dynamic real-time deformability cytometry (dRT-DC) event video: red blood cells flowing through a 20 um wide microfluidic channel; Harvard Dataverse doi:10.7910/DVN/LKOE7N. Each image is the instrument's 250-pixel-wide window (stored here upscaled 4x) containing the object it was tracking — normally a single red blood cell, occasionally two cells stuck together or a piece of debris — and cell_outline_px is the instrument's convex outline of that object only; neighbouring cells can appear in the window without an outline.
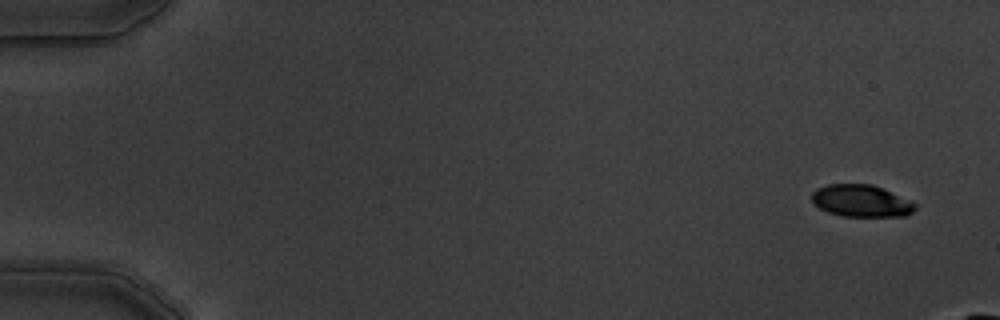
{"species": "common noctule bat (a hibernating species)", "species_latin": "Nyctalus noctula", "temperature_condition": "warm", "stored_images_in_passage": 5, "camera_frame_rate_fps": 3000, "um_per_image_px": 0.085, "animal": {"sex": "male", "body_mass_g": 19.5, "forearm_length_mm": 54.6}, "frame": {"image": 1, "passage_image": 1, "time_ms": 0.0, "image_size_px": [1000, 320], "cell_outline_px": [[916, 208], [908, 216], [844, 216], [828, 212], [820, 208], [812, 200], [812, 192], [816, 188], [828, 184], [872, 184], [916, 204]], "centroid_in_image_um": [73.18, 17.07], "position_along_channel_um": 11.8, "area_um2": 19.02}}